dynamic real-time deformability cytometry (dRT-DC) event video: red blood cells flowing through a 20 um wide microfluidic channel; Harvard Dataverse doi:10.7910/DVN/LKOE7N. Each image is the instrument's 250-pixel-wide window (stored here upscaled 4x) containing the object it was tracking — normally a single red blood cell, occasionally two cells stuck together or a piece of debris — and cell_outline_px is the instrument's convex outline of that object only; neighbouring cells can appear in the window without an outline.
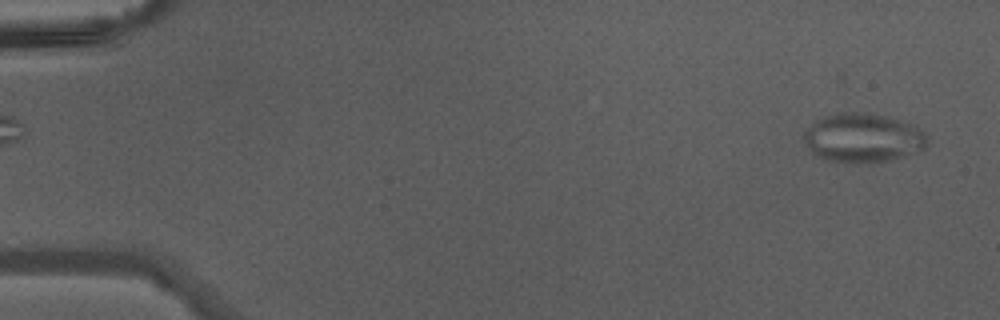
{"species": "Egyptian fruit bat (a non-hibernating species)", "species_latin": "Rousettus aegyptiacus", "temperature_condition": "warm", "stored_images_in_passage": 45, "camera_frame_rate_fps": 3000, "um_per_image_px": 0.085, "animal": {"sex": "male"}, "frame": {"image": 1, "passage_image": 2, "time_ms": 0.333, "image_size_px": [1000, 320], "cell_outline_px": [[928, 144], [924, 148], [888, 160], [868, 164], [824, 160], [816, 156], [804, 144], [804, 132], [816, 120], [824, 116], [840, 112], [864, 112], [888, 116], [912, 124], [928, 136]], "centroid_in_image_um": [73.32, 11.72], "position_along_channel_um": 11.7, "area_um2": 35.37}}
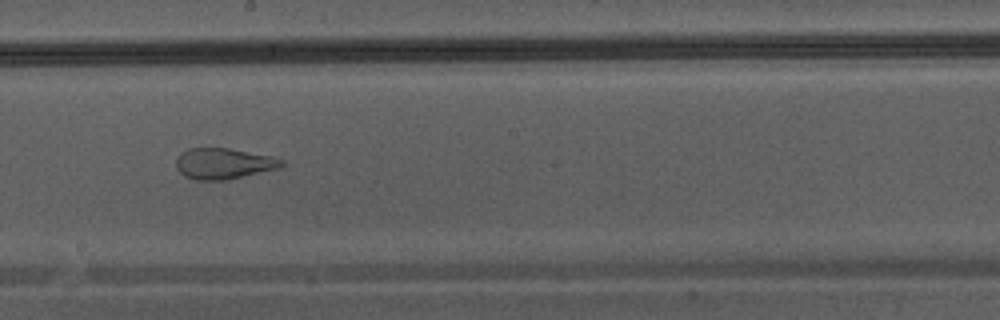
{"frame": {"image": 2, "passage_image": 26, "time_ms": 8.333, "image_size_px": [1000, 320], "cell_outline_px": [[284, 164], [280, 168], [228, 180], [196, 180], [184, 176], [176, 168], [176, 160], [180, 152], [188, 148], [228, 148], [272, 156], [284, 160]], "centroid_in_image_um": [19.0, 13.91], "position_along_channel_um": 229.2, "area_um2": 19.19}}
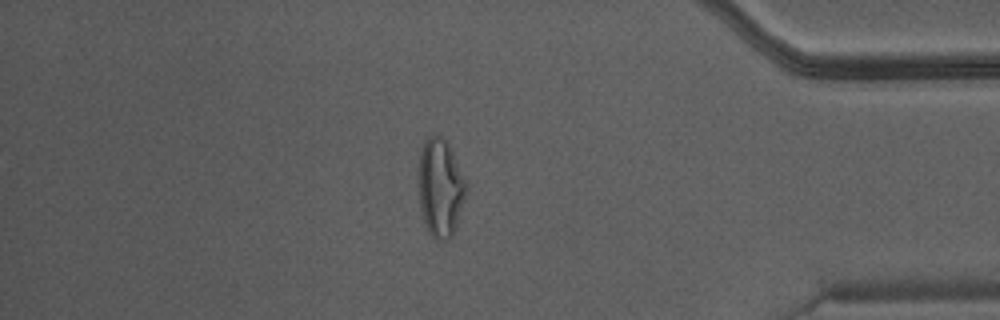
{"frame": {"image": 3, "passage_image": 39, "time_ms": 12.667, "image_size_px": [1000, 320], "cell_outline_px": [[468, 188], [456, 228], [452, 236], [448, 240], [436, 240], [428, 232], [424, 220], [420, 204], [420, 148], [424, 140], [428, 136], [440, 136], [448, 144], [468, 184]], "centroid_in_image_um": [37.46, 15.98], "position_along_channel_um": 397.7, "area_um2": 26.99}}